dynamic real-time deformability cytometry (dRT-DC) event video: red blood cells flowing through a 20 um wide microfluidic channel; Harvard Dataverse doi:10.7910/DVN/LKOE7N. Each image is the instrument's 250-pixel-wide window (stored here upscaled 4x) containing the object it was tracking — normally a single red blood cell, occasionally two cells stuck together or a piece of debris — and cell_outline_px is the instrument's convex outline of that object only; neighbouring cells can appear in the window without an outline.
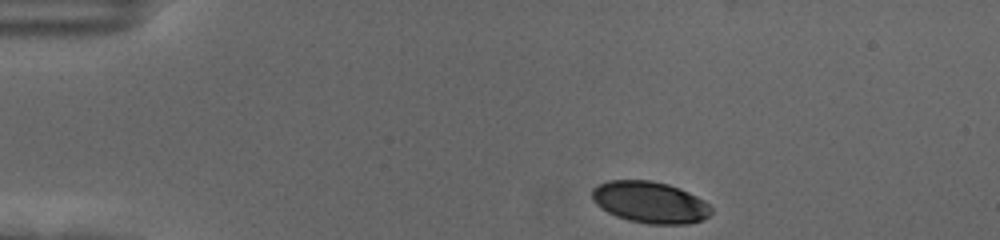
{"species": "human", "species_latin": "Homo sapiens", "temperature_condition": "cold", "stored_images_in_passage": 40, "camera_frame_rate_fps": 3000, "um_per_image_px": 0.085, "donor": {"sex": "female"}, "frame": {"image": 1, "passage_image": 1, "time_ms": 0.0, "image_size_px": [1000, 240], "cell_outline_px": [[712, 212], [704, 220], [688, 224], [648, 224], [628, 220], [616, 216], [600, 208], [592, 200], [592, 188], [608, 180], [652, 180], [668, 184], [680, 188], [704, 200], [712, 208]], "centroid_in_image_um": [55.25, 17.19], "position_along_channel_um": 29.7, "area_um2": 29.07}}
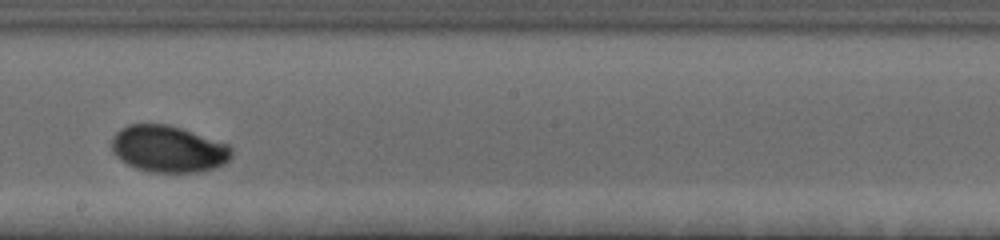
{"frame": {"image": 2, "passage_image": 24, "time_ms": 7.667, "image_size_px": [1000, 240], "cell_outline_px": [[232, 156], [224, 164], [216, 168], [200, 172], [152, 172], [136, 168], [120, 160], [116, 156], [112, 148], [112, 136], [120, 128], [128, 124], [168, 124], [228, 144], [232, 148]], "centroid_in_image_um": [14.3, 12.66], "position_along_channel_um": 233.9, "area_um2": 32.66}}
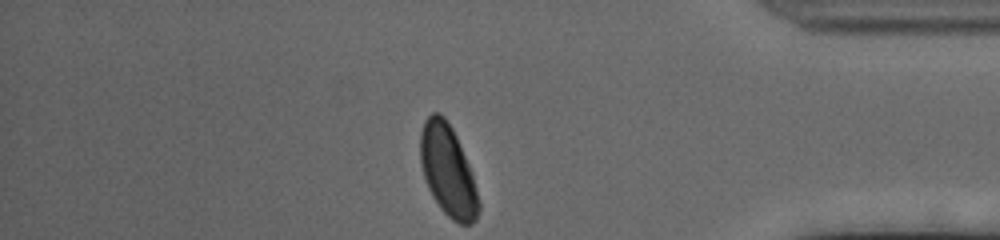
{"frame": {"image": 3, "passage_image": 40, "time_ms": 13.0, "image_size_px": [1000, 240], "cell_outline_px": [[480, 208], [476, 220], [472, 224], [460, 224], [452, 220], [440, 208], [432, 196], [428, 188], [424, 176], [420, 160], [420, 132], [424, 120], [432, 112], [440, 112], [444, 116], [452, 128], [456, 136], [472, 172], [480, 204]], "centroid_in_image_um": [38.07, 14.5], "position_along_channel_um": 397.1, "area_um2": 31.1}, "authors_computed_cell_mechanics": {"area_um2": 31.501, "velocity_mm_per_s": 3.5416, "shape_relaxation_time_tau1_ms": 2.1996, "shape_relaxation_time_tau2_ms": 1.4604, "deformation_change_tau1": 0.1156, "deformation_change_tau2": 0.0404}}